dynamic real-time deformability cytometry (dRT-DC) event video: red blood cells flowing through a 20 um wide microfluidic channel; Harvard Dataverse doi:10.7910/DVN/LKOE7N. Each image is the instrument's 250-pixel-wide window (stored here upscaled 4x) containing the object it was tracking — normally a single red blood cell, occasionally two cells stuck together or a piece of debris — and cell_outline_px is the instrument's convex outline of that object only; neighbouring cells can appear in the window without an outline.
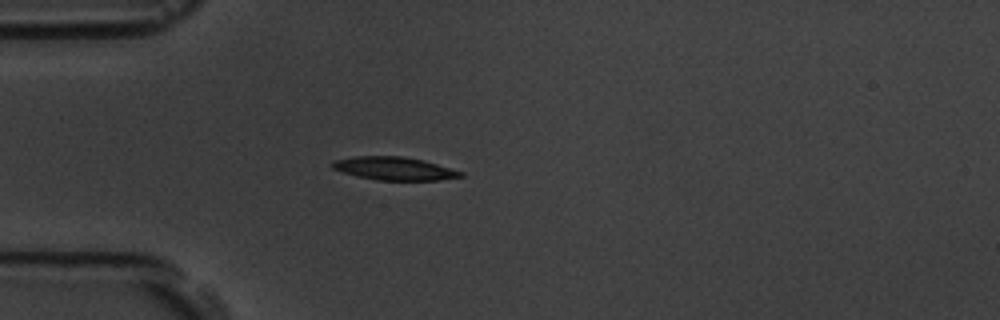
{"species": "common noctule bat (a hibernating species)", "species_latin": "Nyctalus noctula", "temperature_condition": "room temperature", "stored_images_in_passage": 1, "camera_frame_rate_fps": 3000, "um_per_image_px": 0.085, "animal": {"sex": "male", "body_mass_g": 19.5, "forearm_length_mm": 54.6}, "frame": {"image": 1, "passage_image": 1, "time_ms": 0.0, "image_size_px": [1000, 320], "cell_outline_px": [[464, 176], [440, 180], [376, 180], [356, 176], [332, 168], [332, 160], [356, 156], [400, 156], [424, 160], [464, 172]], "centroid_in_image_um": [33.52, 14.32], "position_along_channel_um": 51.5, "area_um2": 17.28}}